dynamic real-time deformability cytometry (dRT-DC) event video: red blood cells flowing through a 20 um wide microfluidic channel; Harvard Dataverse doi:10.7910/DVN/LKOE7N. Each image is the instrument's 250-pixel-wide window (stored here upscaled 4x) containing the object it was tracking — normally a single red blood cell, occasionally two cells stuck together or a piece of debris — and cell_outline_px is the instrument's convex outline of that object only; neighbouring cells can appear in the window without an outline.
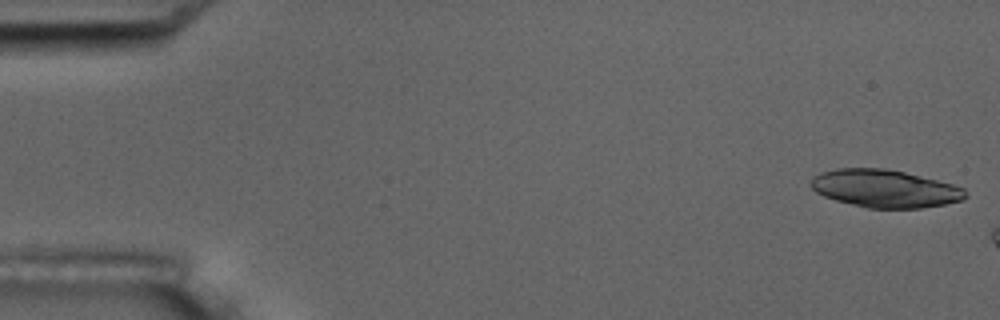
{"species": "common noctule bat (a hibernating species)", "species_latin": "Nyctalus noctula", "temperature_condition": "room temperature", "stored_images_in_passage": 4, "camera_frame_rate_fps": 3000, "um_per_image_px": 0.085, "animal": {"sex": "male", "body_mass_g": 17.5, "forearm_length_mm": 52.3}, "frame": {"image": 1, "passage_image": 1, "time_ms": 0.0, "image_size_px": [1000, 320], "cell_outline_px": [[968, 196], [964, 200], [944, 204], [920, 208], [868, 208], [836, 200], [824, 196], [816, 192], [812, 188], [812, 180], [816, 176], [824, 172], [836, 168], [884, 168], [904, 172], [952, 184], [964, 188]], "centroid_in_image_um": [75.25, 16.03], "position_along_channel_um": 9.7, "area_um2": 33.64}}